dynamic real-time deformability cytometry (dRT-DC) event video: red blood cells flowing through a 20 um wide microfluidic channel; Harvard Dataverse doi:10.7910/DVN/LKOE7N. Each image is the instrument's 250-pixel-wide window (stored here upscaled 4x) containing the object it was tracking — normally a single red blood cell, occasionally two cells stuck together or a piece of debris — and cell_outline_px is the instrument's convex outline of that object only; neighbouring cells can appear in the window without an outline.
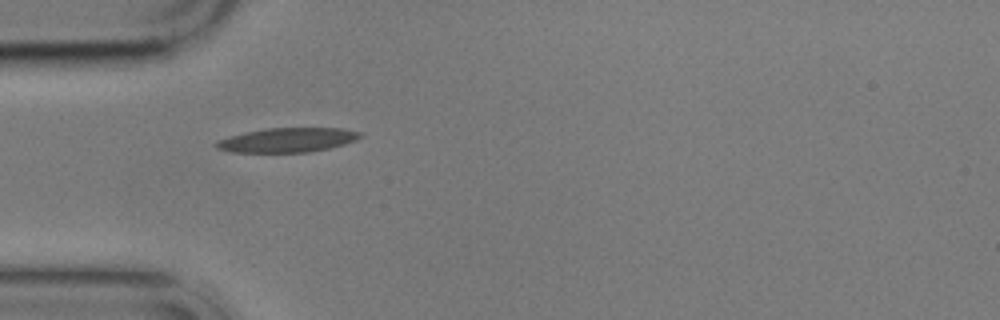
{"species": "common noctule bat (a hibernating species)", "species_latin": "Nyctalus noctula", "temperature_condition": "cold", "stored_images_in_passage": 2, "camera_frame_rate_fps": 3000, "um_per_image_px": 0.085, "animal": {"sex": "male", "body_mass_g": 17.9}, "frame": {"image": 1, "passage_image": 1, "time_ms": 0.0, "image_size_px": [1000, 320], "cell_outline_px": [[364, 136], [356, 140], [344, 144], [328, 148], [308, 152], [232, 152], [216, 148], [212, 144], [216, 140], [228, 136], [244, 132], [268, 128], [340, 128], [364, 132]], "centroid_in_image_um": [24.42, 11.89], "position_along_channel_um": 60.6, "area_um2": 20.63}}
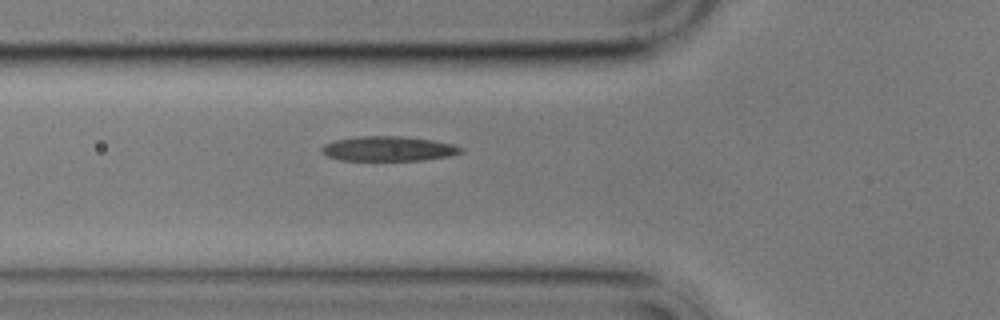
{"frame": {"image": 2, "passage_image": 2, "time_ms": 1.0, "image_size_px": [1000, 320], "cell_outline_px": [[464, 152], [452, 156], [424, 160], [340, 160], [328, 156], [320, 152], [320, 148], [324, 144], [336, 140], [360, 136], [404, 136], [432, 140], [452, 144], [464, 148]], "centroid_in_image_um": [33.04, 12.64], "position_along_channel_um": 92.8, "area_um2": 20.23}}